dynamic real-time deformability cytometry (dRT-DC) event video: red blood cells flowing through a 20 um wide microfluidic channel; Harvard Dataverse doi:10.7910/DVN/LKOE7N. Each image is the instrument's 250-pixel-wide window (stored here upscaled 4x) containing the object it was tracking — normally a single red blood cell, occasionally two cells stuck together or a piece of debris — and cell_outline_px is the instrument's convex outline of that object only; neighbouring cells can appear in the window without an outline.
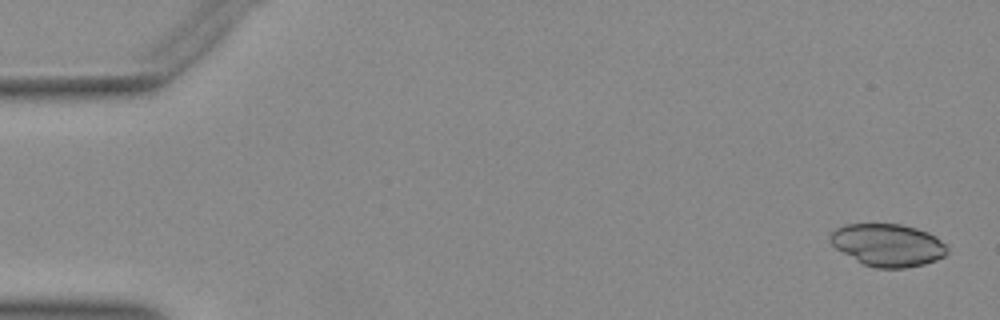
{"species": "Egyptian fruit bat (a non-hibernating species)", "species_latin": "Rousettus aegyptiacus", "temperature_condition": "warm", "stored_images_in_passage": 47, "camera_frame_rate_fps": 3000, "um_per_image_px": 0.085, "animal": {"sex": "female"}, "frame": {"image": 1, "passage_image": 1, "time_ms": 0.0, "image_size_px": [1000, 320], "cell_outline_px": [[948, 252], [944, 256], [936, 260], [924, 264], [904, 268], [876, 268], [864, 264], [856, 260], [836, 248], [828, 240], [828, 236], [836, 228], [844, 224], [900, 224], [916, 228], [928, 232], [936, 236], [948, 248]], "centroid_in_image_um": [75.46, 20.82], "position_along_channel_um": 9.5, "area_um2": 28.96}}
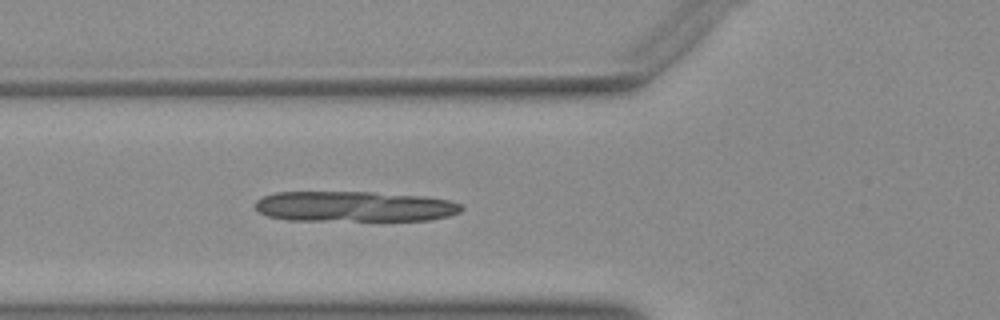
{"frame": {"image": 2, "passage_image": 18, "time_ms": 5.667, "image_size_px": [1000, 320], "cell_outline_px": [[464, 208], [460, 212], [448, 216], [428, 220], [288, 220], [268, 216], [260, 212], [256, 208], [256, 200], [264, 196], [276, 192], [372, 192], [428, 196], [452, 200], [464, 204]], "centroid_in_image_um": [30.2, 17.54], "position_along_channel_um": 95.6, "area_um2": 36.82}}
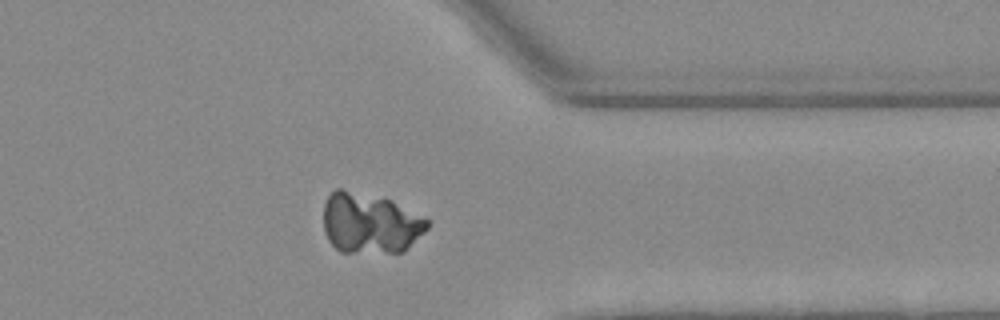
{"frame": {"image": 3, "passage_image": 40, "time_ms": 13.0, "image_size_px": [1000, 320], "cell_outline_px": [[428, 228], [404, 252], [340, 252], [328, 240], [324, 232], [324, 204], [328, 196], [336, 188], [340, 188], [388, 200], [428, 220]], "centroid_in_image_um": [31.41, 19.0], "position_along_channel_um": 380.0, "area_um2": 36.01}}